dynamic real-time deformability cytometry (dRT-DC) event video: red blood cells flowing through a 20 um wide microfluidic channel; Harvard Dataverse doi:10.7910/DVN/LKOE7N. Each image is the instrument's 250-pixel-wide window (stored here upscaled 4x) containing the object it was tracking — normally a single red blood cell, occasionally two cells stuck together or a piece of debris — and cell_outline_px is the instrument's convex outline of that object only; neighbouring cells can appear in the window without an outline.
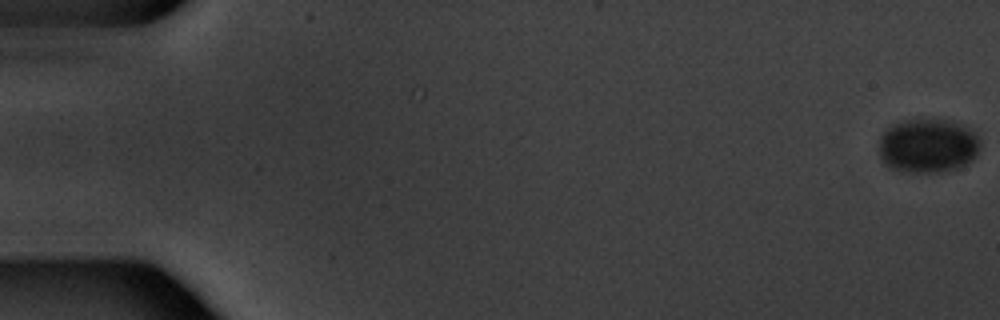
{"species": "common noctule bat (a hibernating species)", "species_latin": "Nyctalus noctula", "temperature_condition": "warm", "stored_images_in_passage": 2, "camera_frame_rate_fps": 3000, "um_per_image_px": 0.085, "animal": {"sex": "male", "body_mass_g": 20.1, "forearm_length_mm": 53.5}, "frame": {"image": 1, "passage_image": 2, "time_ms": 0.333, "image_size_px": [1000, 320], "cell_outline_px": [[980, 144], [976, 156], [968, 164], [944, 172], [904, 172], [892, 168], [880, 156], [880, 136], [892, 124], [904, 120], [944, 120], [964, 124], [980, 140]], "centroid_in_image_um": [78.89, 12.39], "position_along_channel_um": 6.1, "area_um2": 31.79}}